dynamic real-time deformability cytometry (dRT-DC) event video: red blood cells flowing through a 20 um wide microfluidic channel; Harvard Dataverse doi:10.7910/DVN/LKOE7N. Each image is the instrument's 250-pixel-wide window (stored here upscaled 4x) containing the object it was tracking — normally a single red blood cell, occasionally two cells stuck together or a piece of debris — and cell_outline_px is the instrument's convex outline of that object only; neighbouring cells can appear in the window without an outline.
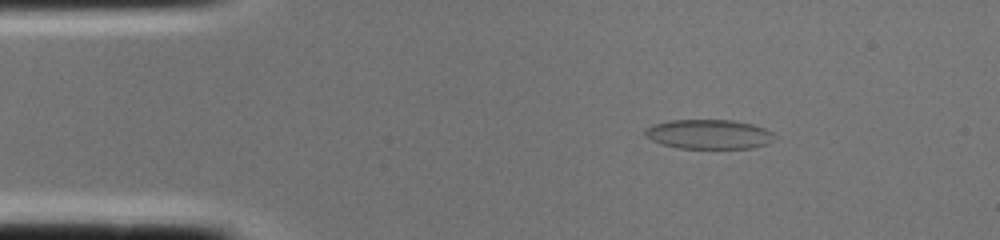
{"species": "common noctule bat (a hibernating species)", "species_latin": "Nyctalus noctula", "temperature_condition": "cold", "stored_images_in_passage": 2, "segment_of_instrument_passage": [2, 2], "camera_frame_rate_fps": 3000, "um_per_image_px": 0.085, "animal": {"sex": "female", "body_mass_g": 22.0, "forearm_length_mm": 56.7}, "frame": {"image": 1, "passage_image": 2, "time_ms": 0.333, "image_size_px": [1000, 240], "cell_outline_px": [[772, 140], [764, 144], [752, 148], [680, 148], [660, 144], [644, 136], [644, 128], [652, 124], [668, 120], [732, 120], [752, 124], [764, 128], [772, 132]], "centroid_in_image_um": [60.16, 11.4], "position_along_channel_um": 24.8, "area_um2": 22.2}}